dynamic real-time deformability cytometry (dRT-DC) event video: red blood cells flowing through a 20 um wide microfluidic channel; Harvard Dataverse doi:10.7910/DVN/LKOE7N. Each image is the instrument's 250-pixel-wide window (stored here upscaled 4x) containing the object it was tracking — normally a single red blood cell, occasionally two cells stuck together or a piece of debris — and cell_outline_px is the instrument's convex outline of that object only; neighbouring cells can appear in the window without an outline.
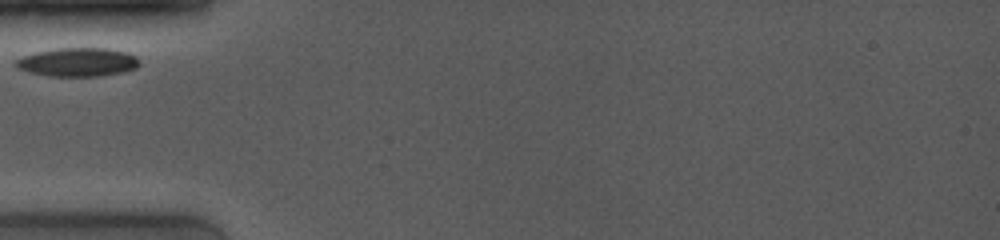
{"species": "common noctule bat (a hibernating species)", "species_latin": "Nyctalus noctula", "temperature_condition": "room temperature", "stored_images_in_passage": 7, "camera_frame_rate_fps": 4000, "um_per_image_px": 0.085, "animal": {"sex": "female", "body_mass_g": 19.0, "forearm_length_mm": 53.3}, "frame": {"image": 1, "passage_image": 1, "time_ms": 0.0, "image_size_px": [1000, 240], "cell_outline_px": [[140, 64], [136, 68], [124, 72], [100, 76], [48, 76], [28, 72], [12, 64], [16, 60], [24, 56], [36, 52], [56, 48], [108, 48], [128, 52], [136, 56], [140, 60]], "centroid_in_image_um": [6.65, 5.28], "position_along_channel_um": 78.4, "area_um2": 20.81}}